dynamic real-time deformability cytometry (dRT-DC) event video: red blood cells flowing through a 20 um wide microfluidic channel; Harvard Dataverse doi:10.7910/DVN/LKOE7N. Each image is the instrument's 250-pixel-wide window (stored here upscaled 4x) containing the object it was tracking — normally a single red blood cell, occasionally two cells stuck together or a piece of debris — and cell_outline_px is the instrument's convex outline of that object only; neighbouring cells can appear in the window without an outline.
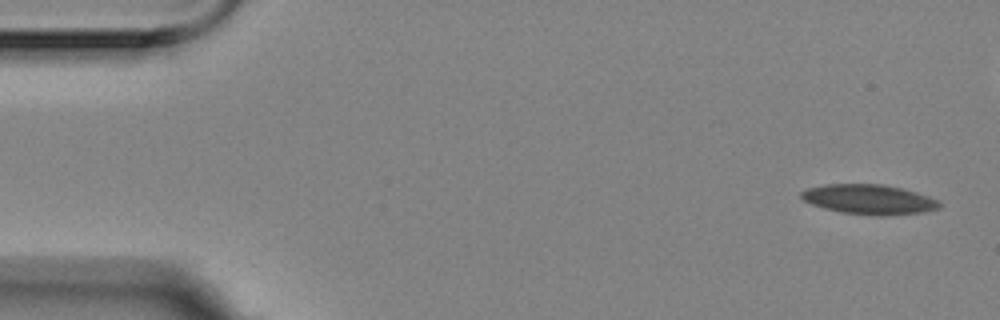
{"species": "Egyptian fruit bat (a non-hibernating species)", "species_latin": "Rousettus aegyptiacus", "temperature_condition": "room temperature", "stored_images_in_passage": 6, "camera_frame_rate_fps": 3000, "um_per_image_px": 0.085, "animal": {"sex": "female"}, "frame": {"image": 1, "passage_image": 1, "time_ms": 0.0, "image_size_px": [1000, 320], "cell_outline_px": [[940, 208], [924, 212], [888, 216], [876, 216], [844, 212], [824, 208], [812, 204], [804, 200], [800, 196], [800, 192], [808, 188], [824, 184], [884, 184], [916, 192], [928, 196], [936, 200], [940, 204]], "centroid_in_image_um": [73.87, 16.95], "position_along_channel_um": 11.1, "area_um2": 23.93}}
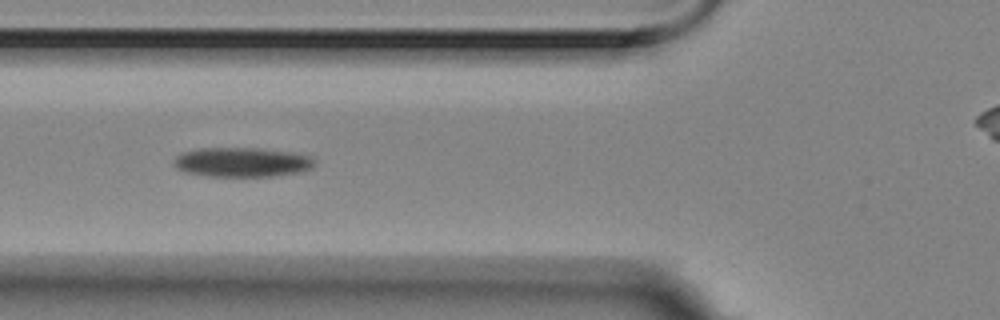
{"frame": {"image": 2, "passage_image": 5, "time_ms": 1.333, "image_size_px": [1000, 320], "cell_outline_px": [[316, 164], [312, 168], [300, 172], [276, 176], [208, 176], [184, 172], [176, 168], [172, 164], [172, 160], [180, 152], [200, 148], [256, 148], [292, 152], [312, 156], [316, 160]], "centroid_in_image_um": [20.56, 13.78], "position_along_channel_um": 105.2, "area_um2": 24.57}}
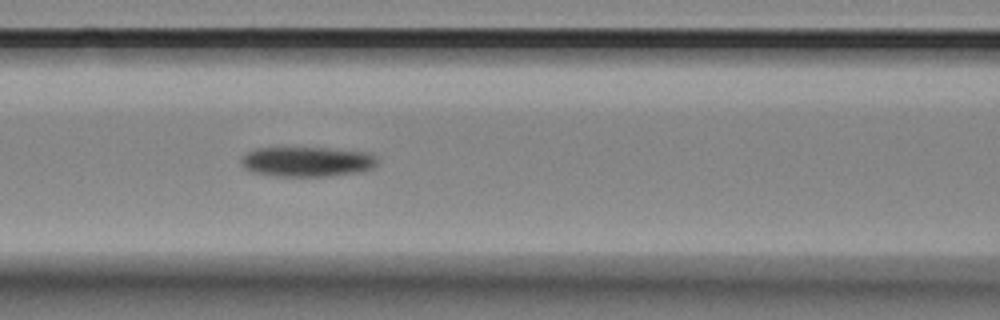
{"frame": {"image": 3, "passage_image": 6, "time_ms": 1.667, "image_size_px": [1000, 320], "cell_outline_px": [[376, 164], [372, 168], [360, 172], [328, 176], [276, 176], [252, 172], [244, 168], [240, 164], [240, 156], [256, 148], [328, 148], [372, 152], [376, 156]], "centroid_in_image_um": [26.09, 13.74], "position_along_channel_um": 140.5, "area_um2": 23.99}}